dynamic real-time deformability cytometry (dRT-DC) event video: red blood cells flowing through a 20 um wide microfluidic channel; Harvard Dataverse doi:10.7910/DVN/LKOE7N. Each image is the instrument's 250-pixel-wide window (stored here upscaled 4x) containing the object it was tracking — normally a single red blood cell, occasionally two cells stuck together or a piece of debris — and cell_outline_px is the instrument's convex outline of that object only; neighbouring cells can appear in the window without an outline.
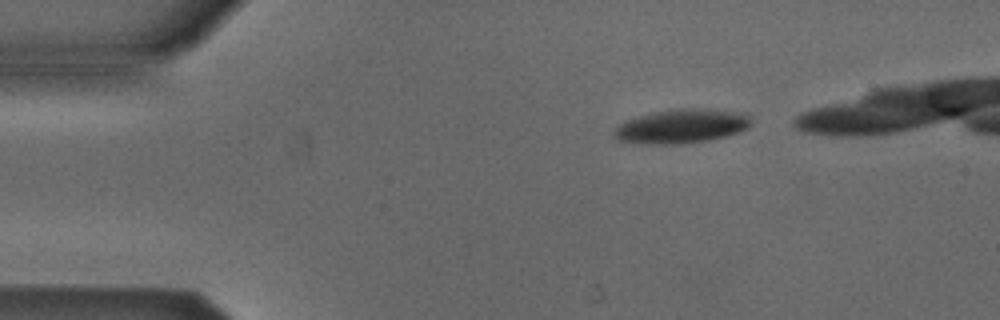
{"species": "Egyptian fruit bat (a non-hibernating species)", "species_latin": "Rousettus aegyptiacus", "temperature_condition": "cold", "stored_images_in_passage": 5, "camera_frame_rate_fps": 3000, "um_per_image_px": 0.085, "animal": {"sex": "male"}, "frame": {"image": 1, "passage_image": 1, "time_ms": 0.0, "image_size_px": [1000, 320], "cell_outline_px": [[752, 124], [748, 128], [740, 132], [708, 140], [684, 144], [648, 144], [616, 140], [612, 136], [612, 132], [620, 124], [628, 120], [640, 116], [660, 112], [684, 108], [704, 108], [748, 112], [752, 120]], "centroid_in_image_um": [58.01, 10.73], "position_along_channel_um": 27.0, "area_um2": 27.34}}
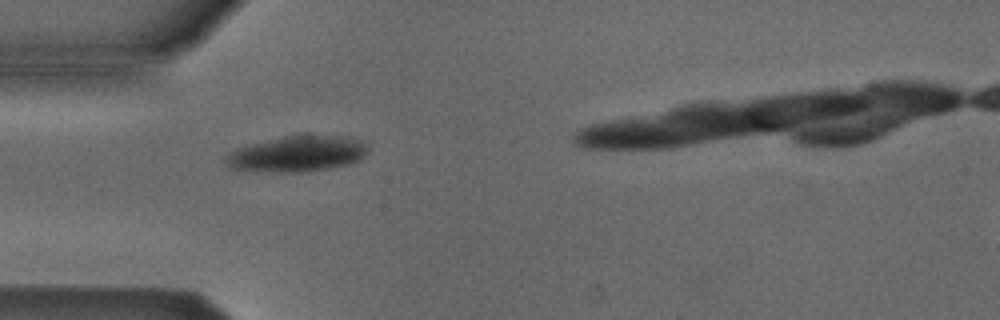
{"frame": {"image": 2, "passage_image": 3, "time_ms": 0.667, "image_size_px": [1000, 320], "cell_outline_px": [[368, 148], [356, 160], [348, 164], [308, 172], [276, 172], [232, 168], [228, 164], [228, 156], [232, 152], [240, 148], [252, 144], [284, 136], [348, 136], [360, 140]], "centroid_in_image_um": [25.31, 13.08], "position_along_channel_um": 59.7, "area_um2": 28.55}}
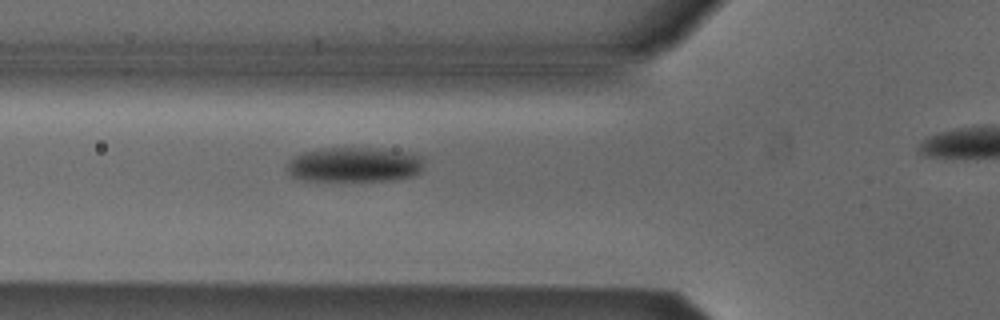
{"frame": {"image": 3, "passage_image": 4, "time_ms": 1.0, "image_size_px": [1000, 320], "cell_outline_px": [[424, 168], [416, 176], [396, 180], [304, 180], [292, 176], [288, 172], [288, 160], [304, 152], [324, 148], [384, 148], [412, 152], [424, 156]], "centroid_in_image_um": [30.24, 13.98], "position_along_channel_um": 95.6, "area_um2": 28.21}}